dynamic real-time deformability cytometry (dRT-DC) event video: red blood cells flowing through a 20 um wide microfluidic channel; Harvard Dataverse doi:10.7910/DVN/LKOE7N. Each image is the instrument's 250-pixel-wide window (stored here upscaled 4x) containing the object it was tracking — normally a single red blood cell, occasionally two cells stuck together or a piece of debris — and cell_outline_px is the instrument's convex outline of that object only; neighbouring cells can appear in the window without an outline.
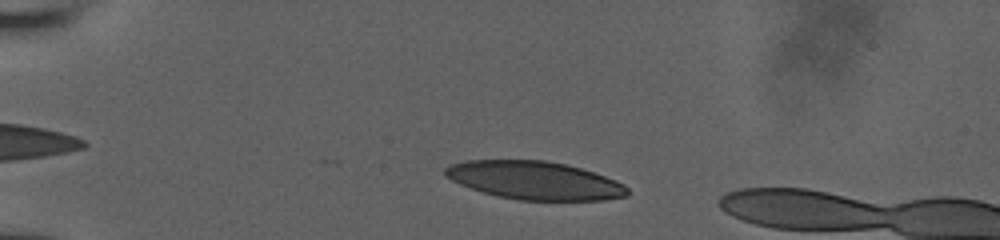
{"species": "human", "species_latin": "Homo sapiens", "temperature_condition": "room temperature", "stored_images_in_passage": 40, "camera_frame_rate_fps": 3000, "um_per_image_px": 0.085, "donor": {"sex": "male"}, "frame": {"image": 1, "passage_image": 7, "time_ms": 2.0, "image_size_px": [1000, 240], "cell_outline_px": [[628, 196], [604, 200], [520, 200], [500, 196], [484, 192], [460, 184], [444, 176], [444, 168], [452, 164], [468, 160], [544, 160], [564, 164], [580, 168], [604, 176], [624, 184], [628, 188]], "centroid_in_image_um": [45.44, 15.33], "position_along_channel_um": 39.6, "area_um2": 40.17}}
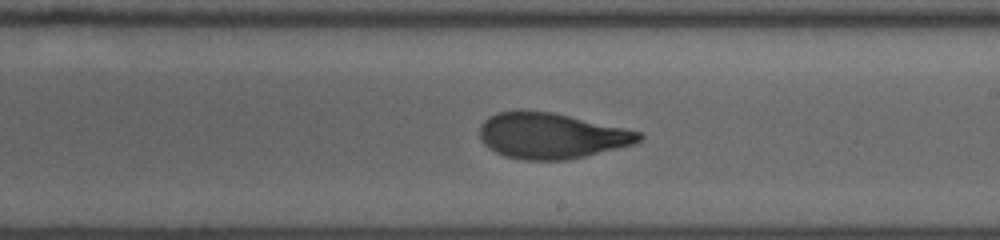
{"frame": {"image": 2, "passage_image": 26, "time_ms": 8.333, "image_size_px": [1000, 240], "cell_outline_px": [[644, 136], [636, 144], [568, 160], [524, 160], [504, 156], [488, 148], [480, 140], [480, 124], [488, 116], [496, 112], [552, 112], [644, 132]], "centroid_in_image_um": [46.89, 11.56], "position_along_channel_um": 242.1, "area_um2": 42.43}}
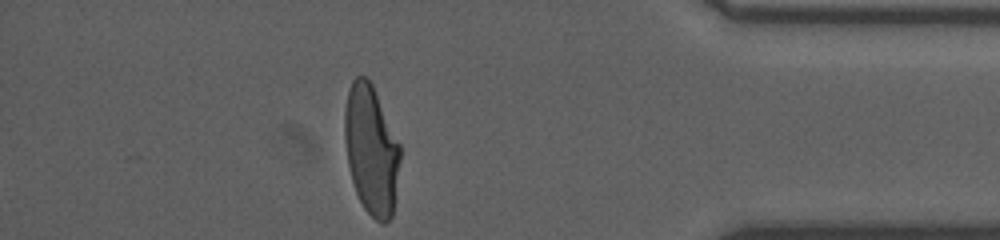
{"frame": {"image": 3, "passage_image": 40, "time_ms": 13.0, "image_size_px": [1000, 240], "cell_outline_px": [[400, 160], [392, 216], [384, 224], [380, 224], [364, 208], [356, 192], [352, 180], [348, 164], [344, 136], [344, 112], [348, 92], [352, 80], [356, 76], [364, 76], [372, 84], [400, 144]], "centroid_in_image_um": [31.55, 12.74], "position_along_channel_um": 403.7, "area_um2": 41.5}}